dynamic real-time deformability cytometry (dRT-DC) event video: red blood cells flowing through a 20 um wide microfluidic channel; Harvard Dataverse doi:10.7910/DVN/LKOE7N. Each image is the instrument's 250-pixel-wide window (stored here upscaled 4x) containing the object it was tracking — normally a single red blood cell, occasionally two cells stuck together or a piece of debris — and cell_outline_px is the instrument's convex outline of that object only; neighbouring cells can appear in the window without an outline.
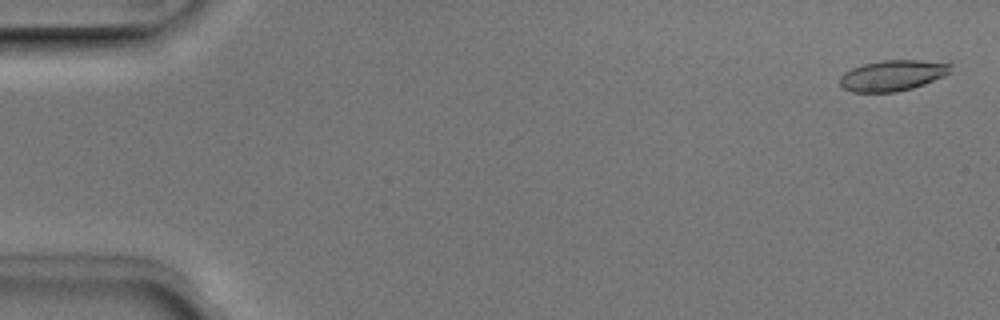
{"species": "Egyptian fruit bat (a non-hibernating species)", "species_latin": "Rousettus aegyptiacus", "temperature_condition": "room temperature", "stored_images_in_passage": 3, "camera_frame_rate_fps": 3000, "um_per_image_px": 0.085, "animal": {"sex": "male"}, "frame": {"image": 1, "passage_image": 1, "time_ms": 0.0, "image_size_px": [1000, 320], "cell_outline_px": [[952, 64], [948, 72], [944, 76], [924, 84], [912, 88], [896, 92], [852, 92], [844, 88], [840, 84], [840, 76], [844, 72], [852, 68], [864, 64], [880, 60], [920, 60]], "centroid_in_image_um": [75.83, 6.41], "position_along_channel_um": 9.2, "area_um2": 19.71}}